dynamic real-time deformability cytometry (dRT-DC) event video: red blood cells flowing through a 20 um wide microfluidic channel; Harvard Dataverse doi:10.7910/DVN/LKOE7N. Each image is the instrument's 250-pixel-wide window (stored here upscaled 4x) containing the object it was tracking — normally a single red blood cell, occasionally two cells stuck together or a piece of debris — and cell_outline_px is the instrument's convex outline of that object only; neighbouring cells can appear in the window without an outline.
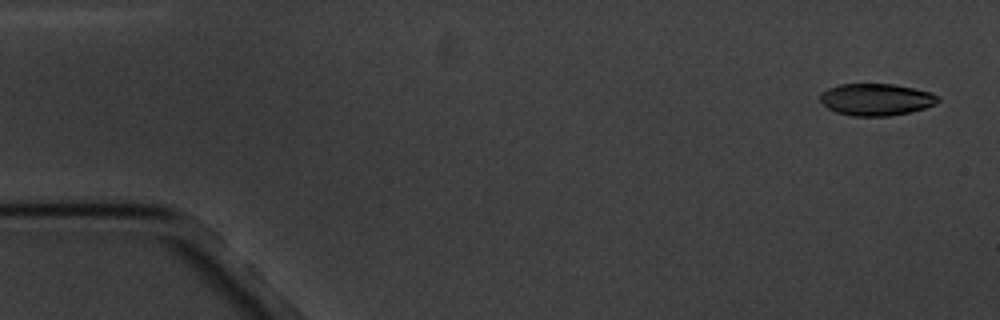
{"species": "common noctule bat (a hibernating species)", "species_latin": "Nyctalus noctula", "temperature_condition": "cold", "stored_images_in_passage": 5, "camera_frame_rate_fps": 3000, "um_per_image_px": 0.085, "animal": {"sex": "male", "body_mass_g": 20.1, "forearm_length_mm": 53.5}, "frame": {"image": 1, "passage_image": 1, "time_ms": 0.0, "image_size_px": [1000, 320], "cell_outline_px": [[940, 100], [936, 104], [924, 108], [908, 112], [888, 116], [852, 116], [836, 112], [828, 108], [820, 100], [820, 92], [828, 88], [840, 84], [892, 84], [932, 92], [940, 96]], "centroid_in_image_um": [74.48, 8.45], "position_along_channel_um": 10.5, "area_um2": 21.96}}
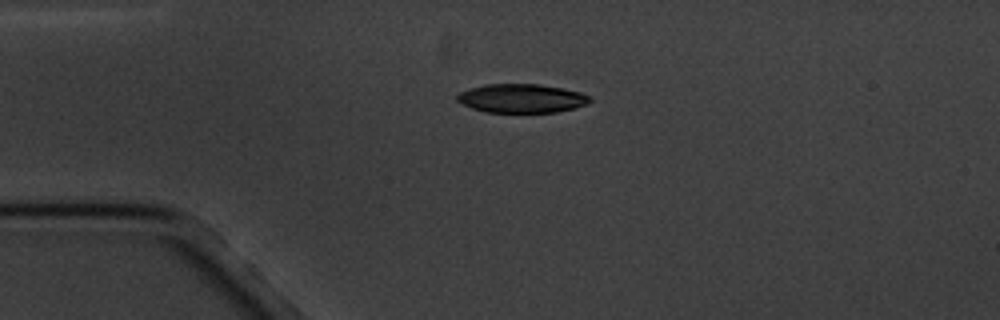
{"frame": {"image": 2, "passage_image": 4, "time_ms": 3.667, "image_size_px": [1000, 320], "cell_outline_px": [[592, 100], [588, 104], [576, 108], [556, 112], [484, 112], [472, 108], [456, 100], [456, 96], [460, 92], [468, 88], [484, 84], [540, 84], [564, 88], [580, 92], [592, 96]], "centroid_in_image_um": [44.37, 8.35], "position_along_channel_um": 40.6, "area_um2": 22.54}}